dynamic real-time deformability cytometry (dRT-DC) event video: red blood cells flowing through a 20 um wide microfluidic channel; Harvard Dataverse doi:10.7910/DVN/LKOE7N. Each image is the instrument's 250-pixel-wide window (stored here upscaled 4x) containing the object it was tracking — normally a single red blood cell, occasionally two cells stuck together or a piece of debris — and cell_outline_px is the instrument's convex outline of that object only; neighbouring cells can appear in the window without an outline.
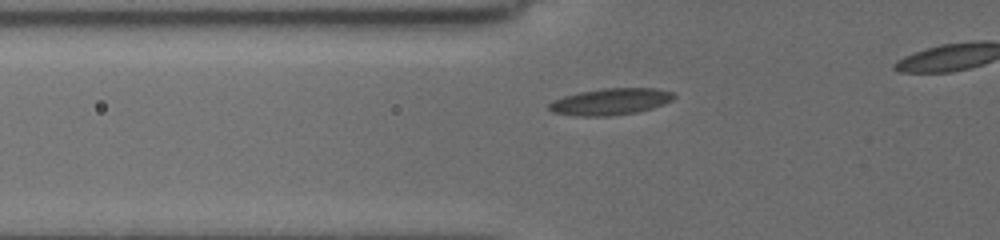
{"species": "common noctule bat (a hibernating species)", "species_latin": "Nyctalus noctula", "temperature_condition": "cold", "stored_images_in_passage": 32, "camera_frame_rate_fps": 3000, "um_per_image_px": 0.085, "animal": {"sex": "female", "body_mass_g": 19.5, "forearm_length_mm": 54.1}, "frame": {"image": 1, "passage_image": 6, "time_ms": 3.0, "image_size_px": [1000, 240], "cell_outline_px": [[676, 96], [672, 100], [664, 104], [652, 108], [636, 112], [608, 116], [580, 116], [552, 112], [548, 108], [548, 104], [552, 100], [564, 96], [580, 92], [604, 88], [656, 88], [672, 92]], "centroid_in_image_um": [51.89, 8.63], "position_along_channel_um": 73.9, "area_um2": 19.31}}
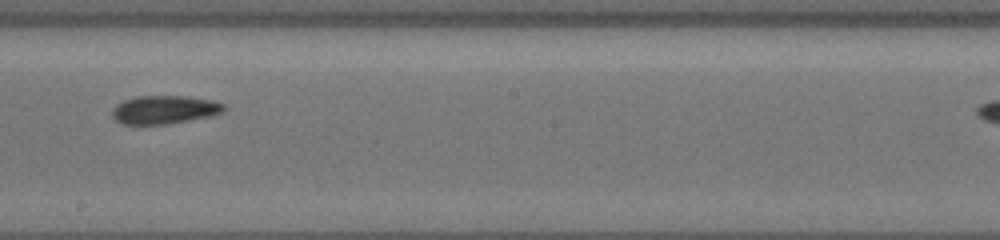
{"frame": {"image": 2, "passage_image": 17, "time_ms": 7.333, "image_size_px": [1000, 240], "cell_outline_px": [[224, 108], [220, 112], [212, 116], [164, 124], [120, 124], [112, 116], [112, 108], [116, 104], [124, 100], [136, 96], [188, 96], [212, 100], [224, 104]], "centroid_in_image_um": [13.93, 9.31], "position_along_channel_um": 234.3, "area_um2": 18.38}}
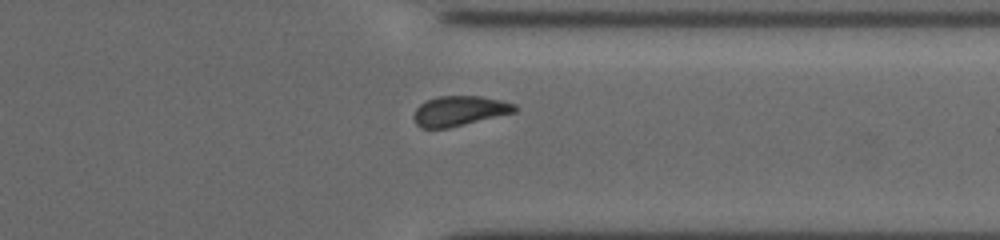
{"frame": {"image": 3, "passage_image": 27, "time_ms": 11.0, "image_size_px": [1000, 240], "cell_outline_px": [[520, 108], [516, 112], [448, 128], [420, 128], [416, 124], [412, 116], [416, 108], [420, 104], [436, 96], [480, 96], [500, 100], [516, 104]], "centroid_in_image_um": [39.06, 9.43], "position_along_channel_um": 372.3, "area_um2": 17.74}, "authors_computed_cell_mechanics": {"area_um2": 18.3515, "velocity_mm_per_s": 3.7485, "shape_relaxation_time_tau1_ms": 6.1454, "shape_relaxation_time_tau2_ms": 4.1849, "deformation_change_tau1": 0.1268, "deformation_change_tau2": 0.0992}}